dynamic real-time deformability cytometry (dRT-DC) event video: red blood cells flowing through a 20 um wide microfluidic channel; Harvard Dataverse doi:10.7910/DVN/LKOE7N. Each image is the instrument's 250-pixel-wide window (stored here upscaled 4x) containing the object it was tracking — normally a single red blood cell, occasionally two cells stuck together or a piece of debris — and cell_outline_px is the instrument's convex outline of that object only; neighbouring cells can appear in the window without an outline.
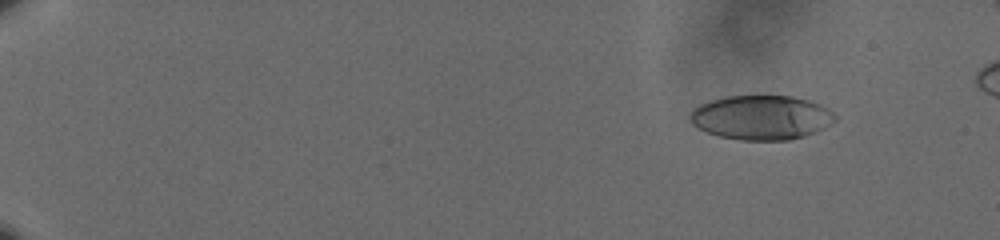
{"species": "human", "species_latin": "Homo sapiens", "temperature_condition": "cold", "stored_images_in_passage": 61, "camera_frame_rate_fps": 3000, "um_per_image_px": 0.085, "donor": {"sex": "male"}, "frame": {"image": 1, "passage_image": 8, "time_ms": 2.333, "image_size_px": [1000, 240], "cell_outline_px": [[836, 120], [832, 124], [816, 132], [804, 136], [788, 140], [740, 140], [720, 136], [708, 132], [692, 124], [692, 112], [700, 104], [712, 100], [728, 96], [792, 96], [808, 100], [820, 104], [828, 108], [836, 116]], "centroid_in_image_um": [64.78, 9.99], "position_along_channel_um": 20.2, "area_um2": 37.22}}
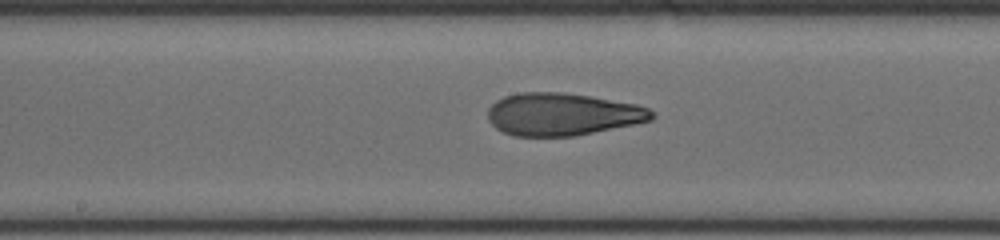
{"frame": {"image": 2, "passage_image": 36, "time_ms": 11.667, "image_size_px": [1000, 240], "cell_outline_px": [[656, 116], [652, 120], [576, 136], [512, 136], [496, 128], [488, 120], [488, 108], [496, 100], [504, 96], [520, 92], [564, 92], [636, 104], [648, 108]], "centroid_in_image_um": [47.78, 9.71], "position_along_channel_um": 200.4, "area_um2": 40.58}}
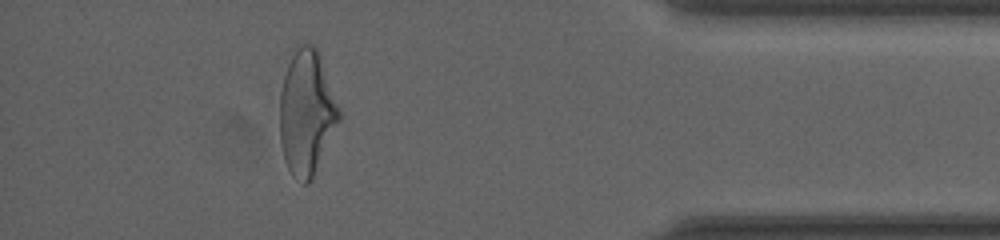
{"frame": {"image": 3, "passage_image": 56, "time_ms": 18.333, "image_size_px": [1000, 240], "cell_outline_px": [[340, 120], [312, 180], [308, 184], [304, 184], [292, 176], [284, 160], [280, 144], [280, 92], [284, 76], [288, 64], [292, 56], [300, 44], [312, 44], [316, 48], [320, 56], [340, 112]], "centroid_in_image_um": [26.05, 9.64], "position_along_channel_um": 409.2, "area_um2": 42.77}, "authors_computed_cell_mechanics": {"area_um2": 39.4774, "velocity_mm_per_s": 3.6098, "shape_relaxation_time_tau1_ms": 6.6499, "shape_relaxation_time_tau2_ms": 1.6622, "deformation_change_tau1": 0.221, "deformation_change_tau2": 0.1021}}